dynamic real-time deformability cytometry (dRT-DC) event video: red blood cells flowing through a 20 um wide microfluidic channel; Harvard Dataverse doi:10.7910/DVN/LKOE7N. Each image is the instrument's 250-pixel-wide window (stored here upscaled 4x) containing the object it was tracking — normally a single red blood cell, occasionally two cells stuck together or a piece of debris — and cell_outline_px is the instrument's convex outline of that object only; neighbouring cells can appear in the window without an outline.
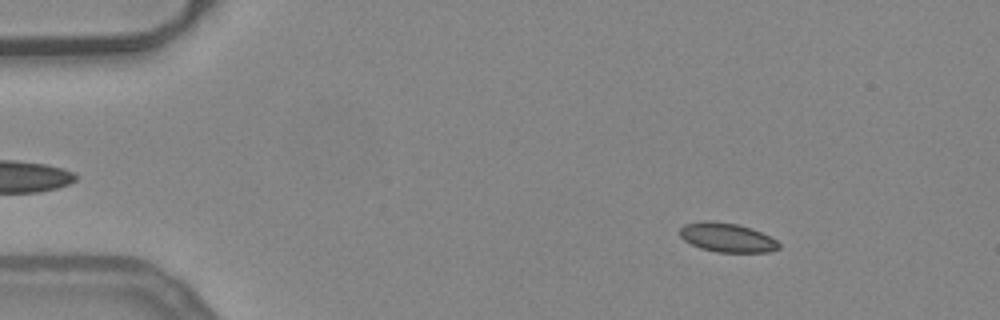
{"species": "common noctule bat (a hibernating species)", "species_latin": "Nyctalus noctula", "temperature_condition": "warm", "stored_images_in_passage": 46, "camera_frame_rate_fps": 3000, "um_per_image_px": 0.085, "animal": {"sex": "female", "body_mass_g": 24.6, "forearm_length_mm": 56.2}, "frame": {"image": 1, "passage_image": 1, "time_ms": 0.0, "image_size_px": [1000, 320], "cell_outline_px": [[780, 248], [768, 252], [716, 252], [700, 248], [684, 240], [680, 236], [680, 228], [684, 224], [704, 220], [708, 220], [736, 224], [752, 228], [776, 240], [780, 244]], "centroid_in_image_um": [61.78, 20.19], "position_along_channel_um": 23.2, "area_um2": 16.76}}
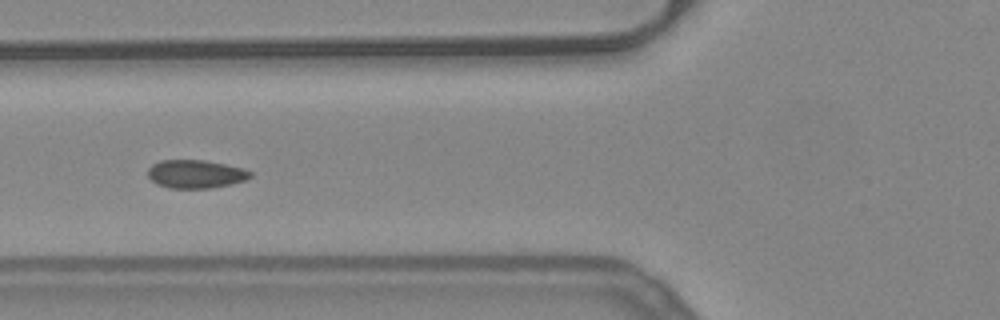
{"frame": {"image": 2, "passage_image": 14, "time_ms": 4.333, "image_size_px": [1000, 320], "cell_outline_px": [[252, 176], [248, 180], [232, 184], [212, 188], [168, 188], [156, 184], [148, 176], [148, 168], [152, 164], [160, 160], [204, 160], [244, 168], [252, 172]], "centroid_in_image_um": [16.65, 14.8], "position_along_channel_um": 109.1, "area_um2": 17.11}}
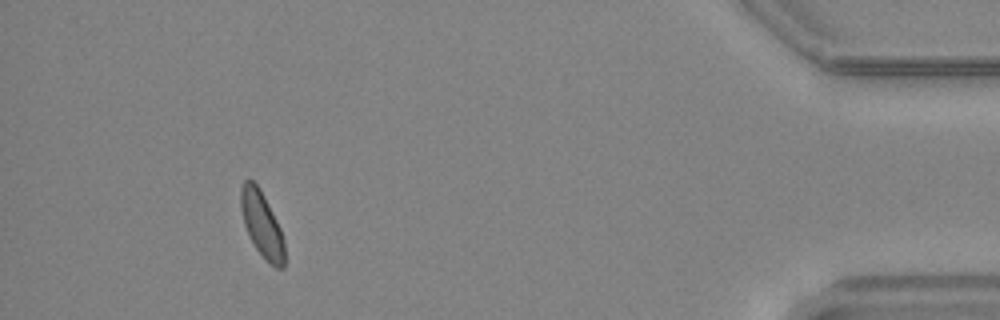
{"frame": {"image": 3, "passage_image": 42, "time_ms": 13.667, "image_size_px": [1000, 320], "cell_outline_px": [[284, 268], [276, 268], [268, 264], [256, 248], [244, 224], [240, 208], [240, 188], [244, 180], [252, 180], [260, 188], [280, 228], [284, 240]], "centroid_in_image_um": [22.25, 19.07], "position_along_channel_um": 412.9, "area_um2": 16.59}, "authors_computed_cell_mechanics": {"area_um2": 17.1088, "velocity_mm_per_s": 3.9348, "shape_relaxation_time_tau1_ms": 8.5891, "shape_relaxation_time_tau2_ms": null, "deformation_change_tau1": 0.1037, "deformation_change_tau2": null}}